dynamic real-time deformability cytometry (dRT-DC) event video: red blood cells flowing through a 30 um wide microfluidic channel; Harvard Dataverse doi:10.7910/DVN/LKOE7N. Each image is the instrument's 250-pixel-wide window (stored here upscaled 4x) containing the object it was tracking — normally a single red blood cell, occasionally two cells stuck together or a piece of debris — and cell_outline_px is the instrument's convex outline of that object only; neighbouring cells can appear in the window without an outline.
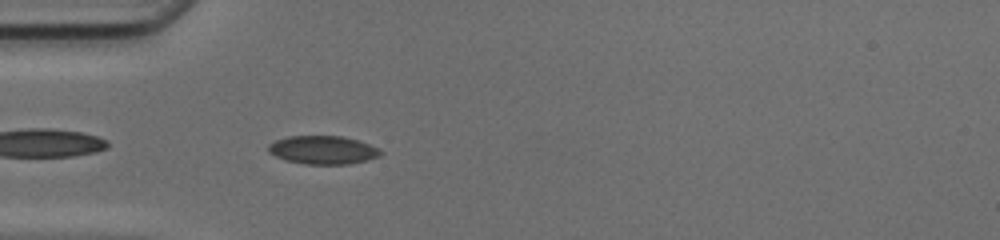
{"species": "common noctule bat (a hibernating species)", "species_latin": "Nyctalus noctula", "temperature_condition": "cold", "stored_images_in_passage": 36, "camera_frame_rate_fps": 3000, "um_per_image_px": 0.085, "animal": {"sex": "female", "body_mass_g": 17.0, "forearm_length_mm": 48.0}, "frame": {"image": 1, "passage_image": 2, "time_ms": 0.333, "image_size_px": [1000, 240], "cell_outline_px": [[384, 152], [380, 156], [348, 164], [304, 164], [284, 160], [268, 152], [268, 144], [276, 140], [288, 136], [340, 136], [356, 140], [380, 148]], "centroid_in_image_um": [27.43, 12.75], "position_along_channel_um": 57.6, "area_um2": 18.5}}
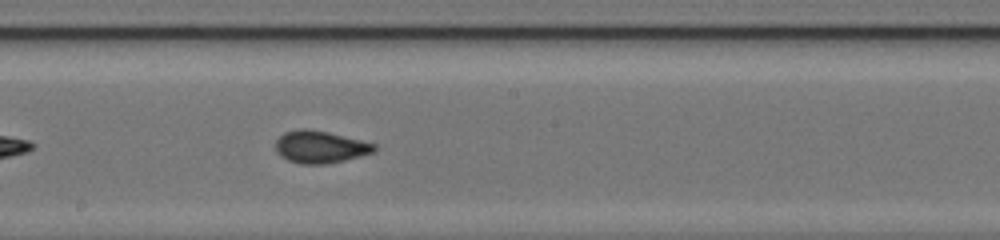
{"frame": {"image": 2, "passage_image": 14, "time_ms": 4.333, "image_size_px": [1000, 240], "cell_outline_px": [[376, 148], [372, 152], [360, 156], [344, 160], [324, 164], [300, 164], [288, 160], [280, 156], [276, 152], [276, 140], [284, 132], [300, 128], [304, 128], [328, 132], [376, 144]], "centroid_in_image_um": [27.17, 12.49], "position_along_channel_um": 221.0, "area_um2": 18.44}}
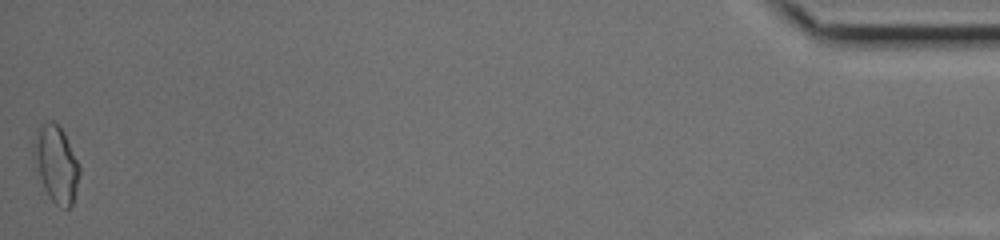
{"frame": {"image": 3, "passage_image": 36, "time_ms": 11.667, "image_size_px": [1000, 240], "cell_outline_px": [[80, 172], [72, 204], [68, 208], [60, 208], [48, 196], [44, 188], [32, 152], [32, 144], [36, 132], [40, 124], [44, 120], [52, 120], [64, 132], [80, 164]], "centroid_in_image_um": [4.77, 13.89], "position_along_channel_um": 430.4, "area_um2": 20.46}, "authors_computed_cell_mechanics": {"area_um2": 18.0914, "velocity_mm_per_s": 4.1998, "shape_relaxation_time_tau1_ms": null, "shape_relaxation_time_tau2_ms": 1.8455, "deformation_change_tau1": null, "deformation_change_tau2": 0.035}}